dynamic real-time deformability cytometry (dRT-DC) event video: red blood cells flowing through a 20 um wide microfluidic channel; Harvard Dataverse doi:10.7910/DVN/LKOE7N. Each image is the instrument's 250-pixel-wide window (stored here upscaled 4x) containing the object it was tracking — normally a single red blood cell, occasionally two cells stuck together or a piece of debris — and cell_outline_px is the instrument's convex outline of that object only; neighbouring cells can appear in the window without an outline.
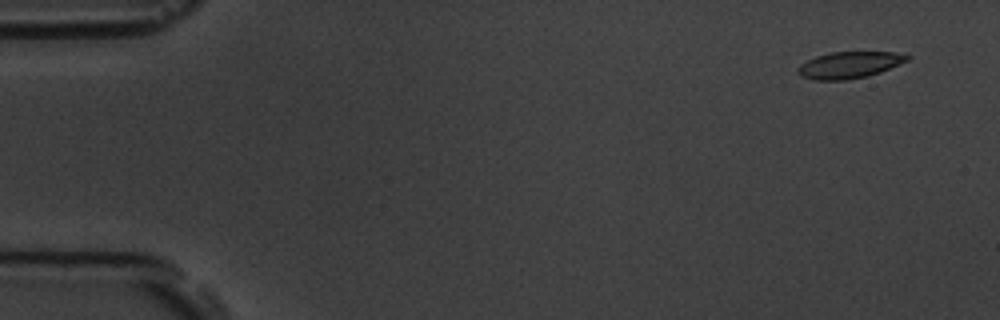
{"species": "common noctule bat (a hibernating species)", "species_latin": "Nyctalus noctula", "temperature_condition": "room temperature", "stored_images_in_passage": 4, "camera_frame_rate_fps": 3000, "um_per_image_px": 0.085, "animal": {"sex": "male", "body_mass_g": 19.5, "forearm_length_mm": 54.6}, "frame": {"image": 1, "passage_image": 1, "time_ms": 0.0, "image_size_px": [1000, 320], "cell_outline_px": [[912, 56], [908, 60], [880, 72], [868, 76], [848, 80], [812, 80], [800, 76], [796, 72], [796, 68], [800, 64], [816, 56], [832, 52], [896, 52]], "centroid_in_image_um": [72.16, 5.53], "position_along_channel_um": 12.8, "area_um2": 17.05}}